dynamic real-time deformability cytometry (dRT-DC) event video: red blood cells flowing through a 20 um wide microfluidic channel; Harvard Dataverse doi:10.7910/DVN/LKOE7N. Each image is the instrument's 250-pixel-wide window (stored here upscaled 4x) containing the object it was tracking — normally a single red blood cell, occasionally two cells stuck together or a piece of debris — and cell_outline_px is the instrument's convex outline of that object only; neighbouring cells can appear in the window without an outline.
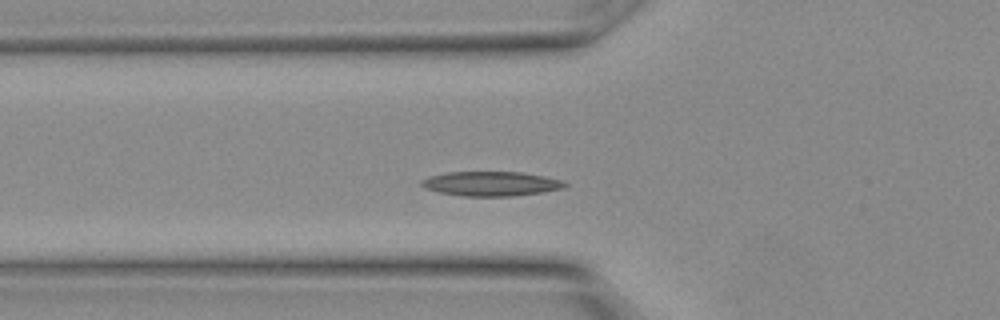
{"species": "Egyptian fruit bat (a non-hibernating species)", "species_latin": "Rousettus aegyptiacus", "temperature_condition": "warm", "stored_images_in_passage": 26, "camera_frame_rate_fps": 3000, "um_per_image_px": 0.085, "animal": {"sex": "female"}, "frame": {"image": 1, "passage_image": 6, "time_ms": 1.667, "image_size_px": [1000, 320], "cell_outline_px": [[568, 184], [564, 188], [540, 192], [512, 196], [464, 196], [440, 192], [424, 188], [420, 184], [420, 180], [428, 176], [448, 172], [520, 172], [544, 176], [564, 180]], "centroid_in_image_um": [41.72, 15.61], "position_along_channel_um": 84.1, "area_um2": 20.46}}
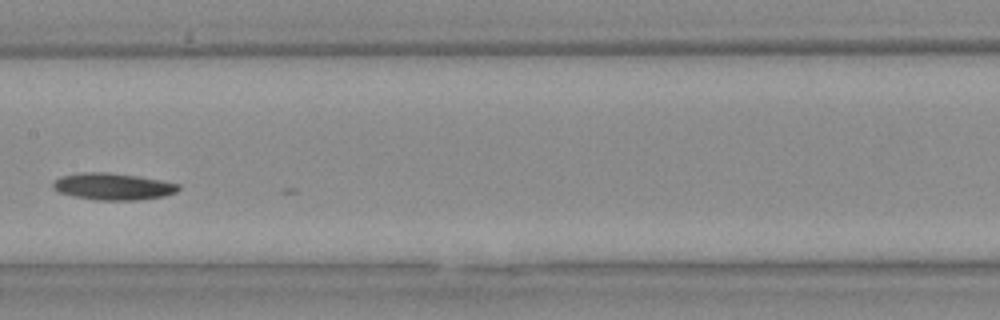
{"frame": {"image": 2, "passage_image": 11, "time_ms": 3.333, "image_size_px": [1000, 320], "cell_outline_px": [[180, 188], [176, 192], [164, 196], [136, 200], [96, 200], [76, 196], [60, 192], [52, 188], [52, 180], [60, 176], [80, 172], [108, 172], [136, 176], [160, 180], [180, 184]], "centroid_in_image_um": [9.57, 15.84], "position_along_channel_um": 197.8, "area_um2": 19.59}}
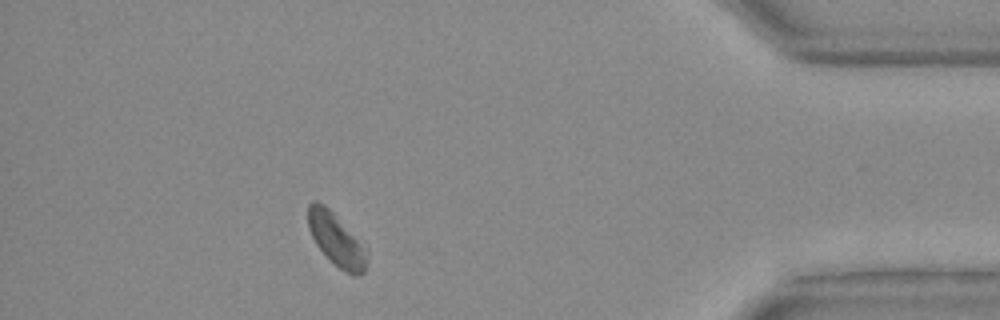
{"frame": {"image": 3, "passage_image": 22, "time_ms": 7.0, "image_size_px": [1000, 320], "cell_outline_px": [[368, 264], [364, 272], [360, 276], [352, 276], [340, 268], [316, 244], [308, 228], [308, 204], [312, 200], [316, 200], [324, 204], [368, 248]], "centroid_in_image_um": [28.64, 20.38], "position_along_channel_um": 406.6, "area_um2": 18.09}}